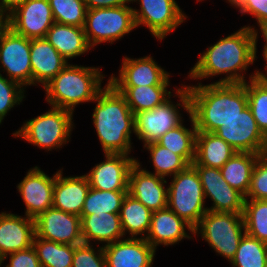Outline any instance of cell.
I'll return each instance as SVG.
<instances>
[{
  "instance_id": "cell-1",
  "label": "cell",
  "mask_w": 267,
  "mask_h": 267,
  "mask_svg": "<svg viewBox=\"0 0 267 267\" xmlns=\"http://www.w3.org/2000/svg\"><path fill=\"white\" fill-rule=\"evenodd\" d=\"M258 34L255 27L243 26L231 35L221 38L208 46L203 54L200 53L199 60L191 68L188 77L203 80L226 74L224 78L213 83L244 84V73L258 58Z\"/></svg>"
},
{
  "instance_id": "cell-2",
  "label": "cell",
  "mask_w": 267,
  "mask_h": 267,
  "mask_svg": "<svg viewBox=\"0 0 267 267\" xmlns=\"http://www.w3.org/2000/svg\"><path fill=\"white\" fill-rule=\"evenodd\" d=\"M190 114L197 131L214 133L248 106L244 84L210 83L187 85Z\"/></svg>"
},
{
  "instance_id": "cell-3",
  "label": "cell",
  "mask_w": 267,
  "mask_h": 267,
  "mask_svg": "<svg viewBox=\"0 0 267 267\" xmlns=\"http://www.w3.org/2000/svg\"><path fill=\"white\" fill-rule=\"evenodd\" d=\"M93 102L92 120L104 154L130 155L135 123L125 97L108 82Z\"/></svg>"
},
{
  "instance_id": "cell-4",
  "label": "cell",
  "mask_w": 267,
  "mask_h": 267,
  "mask_svg": "<svg viewBox=\"0 0 267 267\" xmlns=\"http://www.w3.org/2000/svg\"><path fill=\"white\" fill-rule=\"evenodd\" d=\"M99 69L68 63L43 87L47 104L74 112L77 105L93 102L104 88L101 83L105 75Z\"/></svg>"
},
{
  "instance_id": "cell-5",
  "label": "cell",
  "mask_w": 267,
  "mask_h": 267,
  "mask_svg": "<svg viewBox=\"0 0 267 267\" xmlns=\"http://www.w3.org/2000/svg\"><path fill=\"white\" fill-rule=\"evenodd\" d=\"M72 120L73 112L51 106L46 113L26 121L12 135L46 151L60 149L71 139L75 127Z\"/></svg>"
},
{
  "instance_id": "cell-6",
  "label": "cell",
  "mask_w": 267,
  "mask_h": 267,
  "mask_svg": "<svg viewBox=\"0 0 267 267\" xmlns=\"http://www.w3.org/2000/svg\"><path fill=\"white\" fill-rule=\"evenodd\" d=\"M172 178V182L167 186V207L194 229L208 211L199 175L196 169L189 165Z\"/></svg>"
},
{
  "instance_id": "cell-7",
  "label": "cell",
  "mask_w": 267,
  "mask_h": 267,
  "mask_svg": "<svg viewBox=\"0 0 267 267\" xmlns=\"http://www.w3.org/2000/svg\"><path fill=\"white\" fill-rule=\"evenodd\" d=\"M245 233L243 215L236 213L207 211L194 228L195 236L197 234V236L201 235V238L216 253L226 258L229 262L234 257Z\"/></svg>"
},
{
  "instance_id": "cell-8",
  "label": "cell",
  "mask_w": 267,
  "mask_h": 267,
  "mask_svg": "<svg viewBox=\"0 0 267 267\" xmlns=\"http://www.w3.org/2000/svg\"><path fill=\"white\" fill-rule=\"evenodd\" d=\"M177 88L175 97L179 102L174 104L169 98L163 104L151 110L141 111L134 115L135 135L142 140L144 146L157 142L162 135L179 126L183 120L179 107L190 114V97L186 85Z\"/></svg>"
},
{
  "instance_id": "cell-9",
  "label": "cell",
  "mask_w": 267,
  "mask_h": 267,
  "mask_svg": "<svg viewBox=\"0 0 267 267\" xmlns=\"http://www.w3.org/2000/svg\"><path fill=\"white\" fill-rule=\"evenodd\" d=\"M84 32L90 47L93 49L101 43L113 44L124 35L136 29L133 7L87 9Z\"/></svg>"
},
{
  "instance_id": "cell-10",
  "label": "cell",
  "mask_w": 267,
  "mask_h": 267,
  "mask_svg": "<svg viewBox=\"0 0 267 267\" xmlns=\"http://www.w3.org/2000/svg\"><path fill=\"white\" fill-rule=\"evenodd\" d=\"M140 2V9L133 8L136 28L143 25L158 40H163L170 32L188 18L175 0H130Z\"/></svg>"
},
{
  "instance_id": "cell-11",
  "label": "cell",
  "mask_w": 267,
  "mask_h": 267,
  "mask_svg": "<svg viewBox=\"0 0 267 267\" xmlns=\"http://www.w3.org/2000/svg\"><path fill=\"white\" fill-rule=\"evenodd\" d=\"M0 69V73L6 72L9 80L23 88L32 86L29 38L15 33L11 28L7 31L0 44Z\"/></svg>"
},
{
  "instance_id": "cell-12",
  "label": "cell",
  "mask_w": 267,
  "mask_h": 267,
  "mask_svg": "<svg viewBox=\"0 0 267 267\" xmlns=\"http://www.w3.org/2000/svg\"><path fill=\"white\" fill-rule=\"evenodd\" d=\"M237 152L262 154L267 137L259 129L249 106L214 132Z\"/></svg>"
},
{
  "instance_id": "cell-13",
  "label": "cell",
  "mask_w": 267,
  "mask_h": 267,
  "mask_svg": "<svg viewBox=\"0 0 267 267\" xmlns=\"http://www.w3.org/2000/svg\"><path fill=\"white\" fill-rule=\"evenodd\" d=\"M191 165L199 175L205 199L209 197L213 201L208 211L243 214L245 197L227 183L220 169L198 165L195 161Z\"/></svg>"
},
{
  "instance_id": "cell-14",
  "label": "cell",
  "mask_w": 267,
  "mask_h": 267,
  "mask_svg": "<svg viewBox=\"0 0 267 267\" xmlns=\"http://www.w3.org/2000/svg\"><path fill=\"white\" fill-rule=\"evenodd\" d=\"M34 221L37 237L73 246L83 243L80 216L51 207Z\"/></svg>"
},
{
  "instance_id": "cell-15",
  "label": "cell",
  "mask_w": 267,
  "mask_h": 267,
  "mask_svg": "<svg viewBox=\"0 0 267 267\" xmlns=\"http://www.w3.org/2000/svg\"><path fill=\"white\" fill-rule=\"evenodd\" d=\"M10 28L29 39L45 38L55 20L48 0H27L9 14Z\"/></svg>"
},
{
  "instance_id": "cell-16",
  "label": "cell",
  "mask_w": 267,
  "mask_h": 267,
  "mask_svg": "<svg viewBox=\"0 0 267 267\" xmlns=\"http://www.w3.org/2000/svg\"><path fill=\"white\" fill-rule=\"evenodd\" d=\"M170 74L152 56L141 58L124 57L119 76L111 74L107 80L112 86H152L169 85Z\"/></svg>"
},
{
  "instance_id": "cell-17",
  "label": "cell",
  "mask_w": 267,
  "mask_h": 267,
  "mask_svg": "<svg viewBox=\"0 0 267 267\" xmlns=\"http://www.w3.org/2000/svg\"><path fill=\"white\" fill-rule=\"evenodd\" d=\"M56 174L57 171L50 177L37 166L28 170L26 176L17 185V190L25 203V216L35 219L52 207Z\"/></svg>"
},
{
  "instance_id": "cell-18",
  "label": "cell",
  "mask_w": 267,
  "mask_h": 267,
  "mask_svg": "<svg viewBox=\"0 0 267 267\" xmlns=\"http://www.w3.org/2000/svg\"><path fill=\"white\" fill-rule=\"evenodd\" d=\"M138 159L131 167L128 177V194L139 200L152 212L167 207V180L141 168ZM165 185V186H164Z\"/></svg>"
},
{
  "instance_id": "cell-19",
  "label": "cell",
  "mask_w": 267,
  "mask_h": 267,
  "mask_svg": "<svg viewBox=\"0 0 267 267\" xmlns=\"http://www.w3.org/2000/svg\"><path fill=\"white\" fill-rule=\"evenodd\" d=\"M105 161L96 164L88 174L90 187L102 191H128V177L136 158L125 154L104 155Z\"/></svg>"
},
{
  "instance_id": "cell-20",
  "label": "cell",
  "mask_w": 267,
  "mask_h": 267,
  "mask_svg": "<svg viewBox=\"0 0 267 267\" xmlns=\"http://www.w3.org/2000/svg\"><path fill=\"white\" fill-rule=\"evenodd\" d=\"M35 221L31 217L0 213V265L8 254L25 250L33 245Z\"/></svg>"
},
{
  "instance_id": "cell-21",
  "label": "cell",
  "mask_w": 267,
  "mask_h": 267,
  "mask_svg": "<svg viewBox=\"0 0 267 267\" xmlns=\"http://www.w3.org/2000/svg\"><path fill=\"white\" fill-rule=\"evenodd\" d=\"M107 267H152L156 250L145 238H129L103 246Z\"/></svg>"
},
{
  "instance_id": "cell-22",
  "label": "cell",
  "mask_w": 267,
  "mask_h": 267,
  "mask_svg": "<svg viewBox=\"0 0 267 267\" xmlns=\"http://www.w3.org/2000/svg\"><path fill=\"white\" fill-rule=\"evenodd\" d=\"M186 228L194 237L193 227L166 207L152 212L151 225L145 240L156 250L159 244L169 246L184 238L193 239Z\"/></svg>"
},
{
  "instance_id": "cell-23",
  "label": "cell",
  "mask_w": 267,
  "mask_h": 267,
  "mask_svg": "<svg viewBox=\"0 0 267 267\" xmlns=\"http://www.w3.org/2000/svg\"><path fill=\"white\" fill-rule=\"evenodd\" d=\"M32 85L50 82L68 62L45 38L30 39Z\"/></svg>"
},
{
  "instance_id": "cell-24",
  "label": "cell",
  "mask_w": 267,
  "mask_h": 267,
  "mask_svg": "<svg viewBox=\"0 0 267 267\" xmlns=\"http://www.w3.org/2000/svg\"><path fill=\"white\" fill-rule=\"evenodd\" d=\"M63 170H58L53 189V208L66 213L81 215L90 184L87 176H63Z\"/></svg>"
},
{
  "instance_id": "cell-25",
  "label": "cell",
  "mask_w": 267,
  "mask_h": 267,
  "mask_svg": "<svg viewBox=\"0 0 267 267\" xmlns=\"http://www.w3.org/2000/svg\"><path fill=\"white\" fill-rule=\"evenodd\" d=\"M83 243H103V246L126 238L119 214L94 213L80 215ZM106 243V244H105Z\"/></svg>"
},
{
  "instance_id": "cell-26",
  "label": "cell",
  "mask_w": 267,
  "mask_h": 267,
  "mask_svg": "<svg viewBox=\"0 0 267 267\" xmlns=\"http://www.w3.org/2000/svg\"><path fill=\"white\" fill-rule=\"evenodd\" d=\"M45 39L67 60L81 56L91 49L83 27L54 22Z\"/></svg>"
},
{
  "instance_id": "cell-27",
  "label": "cell",
  "mask_w": 267,
  "mask_h": 267,
  "mask_svg": "<svg viewBox=\"0 0 267 267\" xmlns=\"http://www.w3.org/2000/svg\"><path fill=\"white\" fill-rule=\"evenodd\" d=\"M236 150L215 133L197 131L195 162L210 168L220 169Z\"/></svg>"
},
{
  "instance_id": "cell-28",
  "label": "cell",
  "mask_w": 267,
  "mask_h": 267,
  "mask_svg": "<svg viewBox=\"0 0 267 267\" xmlns=\"http://www.w3.org/2000/svg\"><path fill=\"white\" fill-rule=\"evenodd\" d=\"M169 85L152 86H113L126 99V102L134 113L151 110L163 104L171 98L172 92L168 91Z\"/></svg>"
},
{
  "instance_id": "cell-29",
  "label": "cell",
  "mask_w": 267,
  "mask_h": 267,
  "mask_svg": "<svg viewBox=\"0 0 267 267\" xmlns=\"http://www.w3.org/2000/svg\"><path fill=\"white\" fill-rule=\"evenodd\" d=\"M260 154L237 152L220 168L227 183L244 197L250 187V180Z\"/></svg>"
},
{
  "instance_id": "cell-30",
  "label": "cell",
  "mask_w": 267,
  "mask_h": 267,
  "mask_svg": "<svg viewBox=\"0 0 267 267\" xmlns=\"http://www.w3.org/2000/svg\"><path fill=\"white\" fill-rule=\"evenodd\" d=\"M120 220L124 236L129 233V238H146L150 225L152 211L139 200L127 193L120 209Z\"/></svg>"
},
{
  "instance_id": "cell-31",
  "label": "cell",
  "mask_w": 267,
  "mask_h": 267,
  "mask_svg": "<svg viewBox=\"0 0 267 267\" xmlns=\"http://www.w3.org/2000/svg\"><path fill=\"white\" fill-rule=\"evenodd\" d=\"M189 119L191 129L186 128L182 122L176 128L162 135L157 143L173 153L182 156L191 165L195 160L197 129L191 114H189Z\"/></svg>"
},
{
  "instance_id": "cell-32",
  "label": "cell",
  "mask_w": 267,
  "mask_h": 267,
  "mask_svg": "<svg viewBox=\"0 0 267 267\" xmlns=\"http://www.w3.org/2000/svg\"><path fill=\"white\" fill-rule=\"evenodd\" d=\"M249 76L250 81H246L248 106L253 117L261 130L267 137V81L260 75L259 70H255Z\"/></svg>"
},
{
  "instance_id": "cell-33",
  "label": "cell",
  "mask_w": 267,
  "mask_h": 267,
  "mask_svg": "<svg viewBox=\"0 0 267 267\" xmlns=\"http://www.w3.org/2000/svg\"><path fill=\"white\" fill-rule=\"evenodd\" d=\"M32 246L37 253L41 267H72L73 245L48 241L35 235Z\"/></svg>"
},
{
  "instance_id": "cell-34",
  "label": "cell",
  "mask_w": 267,
  "mask_h": 267,
  "mask_svg": "<svg viewBox=\"0 0 267 267\" xmlns=\"http://www.w3.org/2000/svg\"><path fill=\"white\" fill-rule=\"evenodd\" d=\"M127 193L128 191H102L90 187L81 215H92L102 212L119 214Z\"/></svg>"
},
{
  "instance_id": "cell-35",
  "label": "cell",
  "mask_w": 267,
  "mask_h": 267,
  "mask_svg": "<svg viewBox=\"0 0 267 267\" xmlns=\"http://www.w3.org/2000/svg\"><path fill=\"white\" fill-rule=\"evenodd\" d=\"M230 263L232 267H266L267 244L245 233Z\"/></svg>"
},
{
  "instance_id": "cell-36",
  "label": "cell",
  "mask_w": 267,
  "mask_h": 267,
  "mask_svg": "<svg viewBox=\"0 0 267 267\" xmlns=\"http://www.w3.org/2000/svg\"><path fill=\"white\" fill-rule=\"evenodd\" d=\"M153 163L157 176L165 178L173 177L180 171L186 169L190 164L180 155L173 153L169 149L159 145L157 142L145 145Z\"/></svg>"
},
{
  "instance_id": "cell-37",
  "label": "cell",
  "mask_w": 267,
  "mask_h": 267,
  "mask_svg": "<svg viewBox=\"0 0 267 267\" xmlns=\"http://www.w3.org/2000/svg\"><path fill=\"white\" fill-rule=\"evenodd\" d=\"M242 215L246 233L267 244V200L245 199Z\"/></svg>"
},
{
  "instance_id": "cell-38",
  "label": "cell",
  "mask_w": 267,
  "mask_h": 267,
  "mask_svg": "<svg viewBox=\"0 0 267 267\" xmlns=\"http://www.w3.org/2000/svg\"><path fill=\"white\" fill-rule=\"evenodd\" d=\"M55 22L84 27L87 7L84 0H48Z\"/></svg>"
},
{
  "instance_id": "cell-39",
  "label": "cell",
  "mask_w": 267,
  "mask_h": 267,
  "mask_svg": "<svg viewBox=\"0 0 267 267\" xmlns=\"http://www.w3.org/2000/svg\"><path fill=\"white\" fill-rule=\"evenodd\" d=\"M24 89L20 84L3 77L0 73V125L10 110L22 103L25 98Z\"/></svg>"
},
{
  "instance_id": "cell-40",
  "label": "cell",
  "mask_w": 267,
  "mask_h": 267,
  "mask_svg": "<svg viewBox=\"0 0 267 267\" xmlns=\"http://www.w3.org/2000/svg\"><path fill=\"white\" fill-rule=\"evenodd\" d=\"M96 249L87 243L75 245L72 267H107L103 246Z\"/></svg>"
},
{
  "instance_id": "cell-41",
  "label": "cell",
  "mask_w": 267,
  "mask_h": 267,
  "mask_svg": "<svg viewBox=\"0 0 267 267\" xmlns=\"http://www.w3.org/2000/svg\"><path fill=\"white\" fill-rule=\"evenodd\" d=\"M245 199L267 200V157L259 155Z\"/></svg>"
},
{
  "instance_id": "cell-42",
  "label": "cell",
  "mask_w": 267,
  "mask_h": 267,
  "mask_svg": "<svg viewBox=\"0 0 267 267\" xmlns=\"http://www.w3.org/2000/svg\"><path fill=\"white\" fill-rule=\"evenodd\" d=\"M8 255L10 261L5 267H41L33 246Z\"/></svg>"
},
{
  "instance_id": "cell-43",
  "label": "cell",
  "mask_w": 267,
  "mask_h": 267,
  "mask_svg": "<svg viewBox=\"0 0 267 267\" xmlns=\"http://www.w3.org/2000/svg\"><path fill=\"white\" fill-rule=\"evenodd\" d=\"M238 9L242 15H252L257 24L267 22V0H245Z\"/></svg>"
},
{
  "instance_id": "cell-44",
  "label": "cell",
  "mask_w": 267,
  "mask_h": 267,
  "mask_svg": "<svg viewBox=\"0 0 267 267\" xmlns=\"http://www.w3.org/2000/svg\"><path fill=\"white\" fill-rule=\"evenodd\" d=\"M84 2L87 9L120 7L131 3L130 0H84Z\"/></svg>"
},
{
  "instance_id": "cell-45",
  "label": "cell",
  "mask_w": 267,
  "mask_h": 267,
  "mask_svg": "<svg viewBox=\"0 0 267 267\" xmlns=\"http://www.w3.org/2000/svg\"><path fill=\"white\" fill-rule=\"evenodd\" d=\"M27 0H0V13L9 15Z\"/></svg>"
},
{
  "instance_id": "cell-46",
  "label": "cell",
  "mask_w": 267,
  "mask_h": 267,
  "mask_svg": "<svg viewBox=\"0 0 267 267\" xmlns=\"http://www.w3.org/2000/svg\"><path fill=\"white\" fill-rule=\"evenodd\" d=\"M9 29H10L9 15L0 13V44L2 42L4 35L7 33Z\"/></svg>"
},
{
  "instance_id": "cell-47",
  "label": "cell",
  "mask_w": 267,
  "mask_h": 267,
  "mask_svg": "<svg viewBox=\"0 0 267 267\" xmlns=\"http://www.w3.org/2000/svg\"><path fill=\"white\" fill-rule=\"evenodd\" d=\"M259 28H260V31L262 33V36L264 38V48H263V57L265 59V61L267 60V22H261L258 24Z\"/></svg>"
},
{
  "instance_id": "cell-48",
  "label": "cell",
  "mask_w": 267,
  "mask_h": 267,
  "mask_svg": "<svg viewBox=\"0 0 267 267\" xmlns=\"http://www.w3.org/2000/svg\"><path fill=\"white\" fill-rule=\"evenodd\" d=\"M231 6L238 8L245 0H226Z\"/></svg>"
},
{
  "instance_id": "cell-49",
  "label": "cell",
  "mask_w": 267,
  "mask_h": 267,
  "mask_svg": "<svg viewBox=\"0 0 267 267\" xmlns=\"http://www.w3.org/2000/svg\"><path fill=\"white\" fill-rule=\"evenodd\" d=\"M260 75L267 81V60H266V65H265V73L260 71Z\"/></svg>"
},
{
  "instance_id": "cell-50",
  "label": "cell",
  "mask_w": 267,
  "mask_h": 267,
  "mask_svg": "<svg viewBox=\"0 0 267 267\" xmlns=\"http://www.w3.org/2000/svg\"><path fill=\"white\" fill-rule=\"evenodd\" d=\"M263 154L267 157V139H266V144H265V149H264Z\"/></svg>"
}]
</instances>
